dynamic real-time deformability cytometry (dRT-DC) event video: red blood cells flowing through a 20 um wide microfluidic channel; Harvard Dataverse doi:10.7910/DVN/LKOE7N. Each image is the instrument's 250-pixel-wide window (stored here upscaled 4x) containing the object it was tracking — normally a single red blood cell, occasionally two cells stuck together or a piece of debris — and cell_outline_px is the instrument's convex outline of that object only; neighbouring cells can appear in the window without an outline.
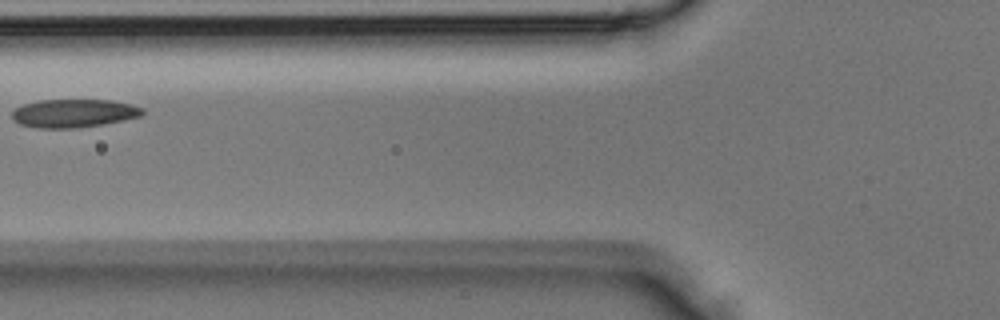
{"species": "Egyptian fruit bat (a non-hibernating species)", "species_latin": "Rousettus aegyptiacus", "temperature_condition": "room temperature", "stored_images_in_passage": 3, "camera_frame_rate_fps": 3000, "um_per_image_px": 0.085, "animal": {"sex": "male"}, "frame": {"image": 1, "passage_image": 3, "time_ms": 0.667, "image_size_px": [1000, 320], "cell_outline_px": [[144, 112], [140, 116], [124, 120], [104, 124], [76, 128], [36, 128], [20, 124], [12, 120], [12, 112], [16, 108], [24, 104], [40, 100], [112, 100], [132, 104], [144, 108]], "centroid_in_image_um": [6.28, 9.63], "position_along_channel_um": 119.5, "area_um2": 21.62}}